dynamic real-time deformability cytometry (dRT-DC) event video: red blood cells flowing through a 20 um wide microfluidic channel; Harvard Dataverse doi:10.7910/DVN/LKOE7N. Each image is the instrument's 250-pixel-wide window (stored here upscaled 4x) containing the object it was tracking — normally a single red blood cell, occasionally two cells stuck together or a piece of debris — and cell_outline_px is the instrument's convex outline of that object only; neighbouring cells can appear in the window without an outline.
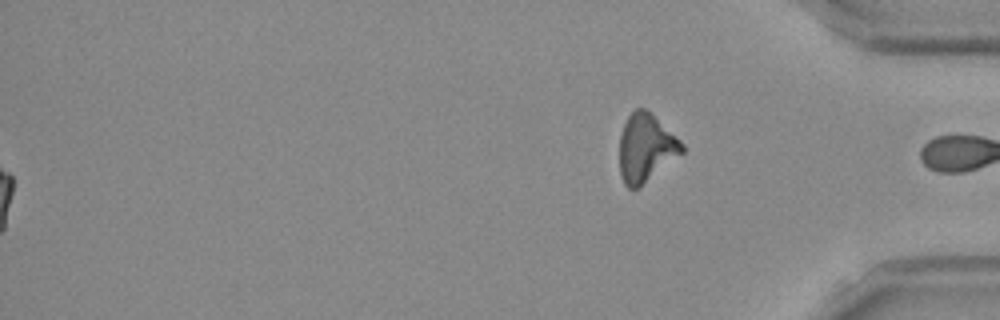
{"species": "Egyptian fruit bat (a non-hibernating species)", "species_latin": "Rousettus aegyptiacus", "temperature_condition": "room temperature", "stored_images_in_passage": 42, "segment_of_instrument_passage": [2, 2], "camera_frame_rate_fps": 3000, "um_per_image_px": 0.085, "frame": {"image": 1, "passage_image": 42, "time_ms": 13.667, "image_size_px": [1000, 320], "cell_outline_px": [[684, 152], [636, 188], [628, 188], [624, 184], [620, 172], [620, 136], [624, 124], [628, 116], [636, 108], [644, 108], [652, 112], [684, 144]], "centroid_in_image_um": [54.9, 12.53], "position_along_channel_um": 380.3, "area_um2": 24.45}}